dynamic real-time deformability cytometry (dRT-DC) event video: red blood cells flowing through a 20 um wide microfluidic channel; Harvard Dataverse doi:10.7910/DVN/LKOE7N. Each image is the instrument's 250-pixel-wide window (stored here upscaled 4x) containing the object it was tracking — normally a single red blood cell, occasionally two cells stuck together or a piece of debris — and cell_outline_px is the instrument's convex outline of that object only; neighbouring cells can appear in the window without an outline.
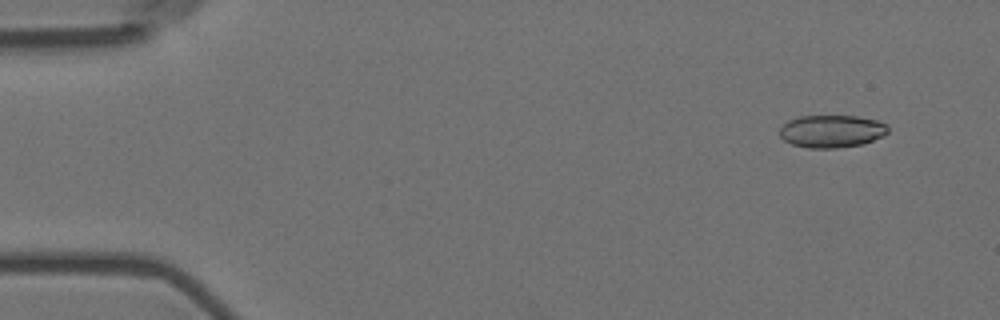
{"species": "Egyptian fruit bat (a non-hibernating species)", "species_latin": "Rousettus aegyptiacus", "temperature_condition": "room temperature", "stored_images_in_passage": 6, "camera_frame_rate_fps": 3000, "um_per_image_px": 0.085, "animal": {"sex": "female"}, "frame": {"image": 1, "passage_image": 2, "time_ms": 0.333, "image_size_px": [1000, 320], "cell_outline_px": [[888, 132], [884, 136], [864, 144], [836, 148], [808, 148], [792, 144], [784, 140], [780, 136], [780, 128], [788, 120], [796, 116], [856, 116], [876, 120], [888, 124]], "centroid_in_image_um": [70.71, 11.15], "position_along_channel_um": 14.3, "area_um2": 20.75}}
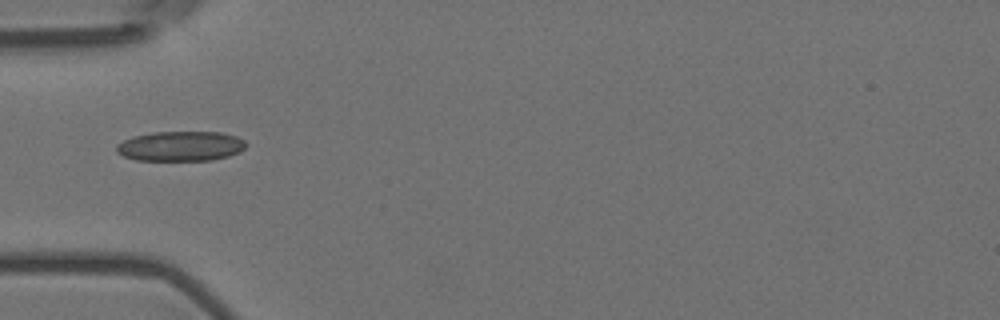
{"frame": {"image": 2, "passage_image": 6, "time_ms": 1.667, "image_size_px": [1000, 320], "cell_outline_px": [[248, 144], [240, 152], [228, 156], [212, 160], [136, 160], [124, 156], [116, 152], [116, 144], [132, 136], [152, 132], [220, 132], [236, 136], [244, 140]], "centroid_in_image_um": [15.35, 12.42], "position_along_channel_um": 69.6, "area_um2": 22.66}}